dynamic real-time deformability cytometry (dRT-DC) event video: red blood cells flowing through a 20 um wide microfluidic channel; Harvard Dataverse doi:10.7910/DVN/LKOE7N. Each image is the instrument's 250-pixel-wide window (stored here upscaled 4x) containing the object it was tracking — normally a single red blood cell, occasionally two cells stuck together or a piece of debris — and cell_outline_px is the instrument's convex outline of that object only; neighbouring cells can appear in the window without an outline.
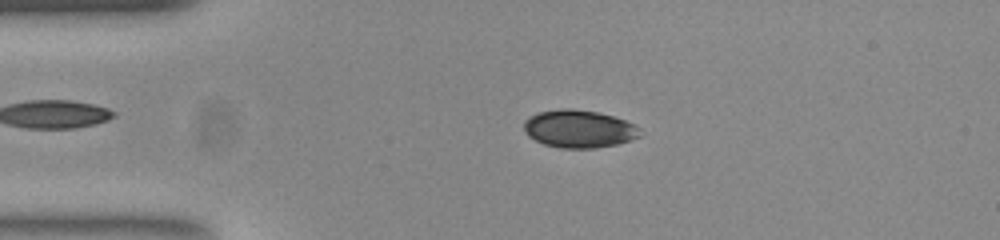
{"species": "common noctule bat (a hibernating species)", "species_latin": "Nyctalus noctula", "temperature_condition": "room temperature", "stored_images_in_passage": 45, "camera_frame_rate_fps": 3000, "um_per_image_px": 0.085, "animal": {"sex": "female", "body_mass_g": 23.0, "forearm_length_mm": 53.4}, "frame": {"image": 1, "passage_image": 10, "time_ms": 3.0, "image_size_px": [1000, 240], "cell_outline_px": [[640, 136], [616, 144], [596, 148], [560, 148], [544, 144], [528, 136], [524, 132], [524, 120], [528, 116], [540, 112], [560, 108], [572, 108], [596, 112], [612, 116], [624, 120], [640, 128]], "centroid_in_image_um": [49.16, 10.95], "position_along_channel_um": 35.8, "area_um2": 25.43}}
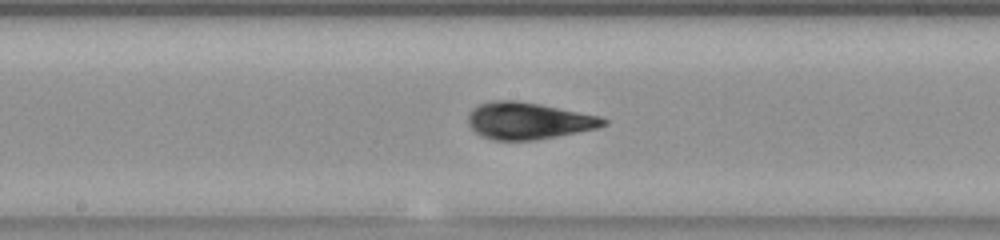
{"frame": {"image": 2, "passage_image": 26, "time_ms": 8.333, "image_size_px": [1000, 240], "cell_outline_px": [[608, 124], [596, 128], [556, 136], [532, 140], [492, 140], [480, 136], [468, 124], [468, 116], [472, 108], [480, 104], [492, 100], [516, 100], [540, 104], [600, 116], [608, 120]], "centroid_in_image_um": [44.88, 10.26], "position_along_channel_um": 203.3, "area_um2": 28.96}}
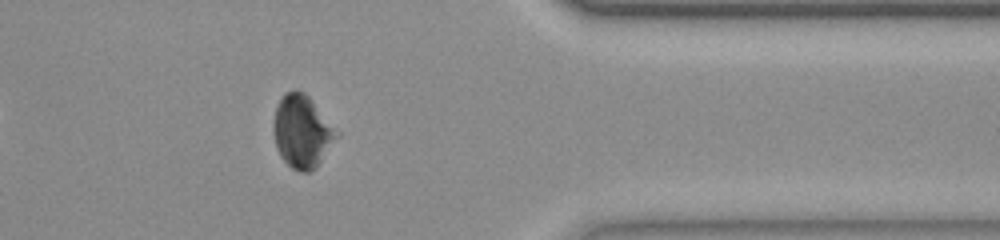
{"frame": {"image": 3, "passage_image": 42, "time_ms": 13.667, "image_size_px": [1000, 240], "cell_outline_px": [[340, 136], [316, 164], [308, 172], [300, 172], [292, 168], [280, 156], [276, 148], [272, 128], [276, 108], [284, 92], [296, 88], [304, 92], [312, 100], [340, 132]], "centroid_in_image_um": [25.67, 11.13], "position_along_channel_um": 385.7, "area_um2": 26.7}, "authors_computed_cell_mechanics": {"area_um2": 27.6862, "velocity_mm_per_s": 3.7718, "shape_relaxation_time_tau1_ms": 2.4673, "shape_relaxation_time_tau2_ms": 0.9427, "deformation_change_tau1": 0.0903, "deformation_change_tau2": 0.0398}}